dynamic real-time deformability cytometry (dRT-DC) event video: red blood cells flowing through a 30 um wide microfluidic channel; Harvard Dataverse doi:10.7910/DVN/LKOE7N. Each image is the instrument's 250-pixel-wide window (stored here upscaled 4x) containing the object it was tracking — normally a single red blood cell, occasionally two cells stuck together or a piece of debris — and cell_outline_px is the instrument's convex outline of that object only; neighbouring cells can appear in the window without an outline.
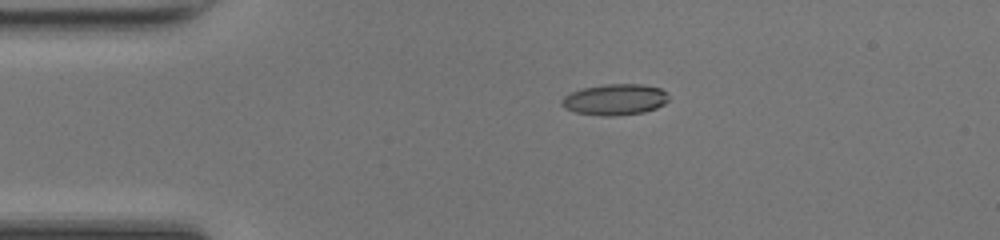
{"species": "common noctule bat (a hibernating species)", "species_latin": "Nyctalus noctula", "temperature_condition": "room temperature", "stored_images_in_passage": 39, "camera_frame_rate_fps": 3000, "um_per_image_px": 0.085, "animal": {"sex": "female", "body_mass_g": 17.0, "forearm_length_mm": 48.0}, "frame": {"image": 1, "passage_image": 1, "time_ms": 0.0, "image_size_px": [1000, 240], "cell_outline_px": [[668, 100], [664, 104], [656, 108], [644, 112], [612, 116], [604, 116], [576, 112], [564, 108], [560, 104], [560, 100], [564, 96], [572, 92], [584, 88], [604, 84], [644, 84], [660, 88], [668, 92]], "centroid_in_image_um": [52.28, 8.45], "position_along_channel_um": 32.7, "area_um2": 19.42}}
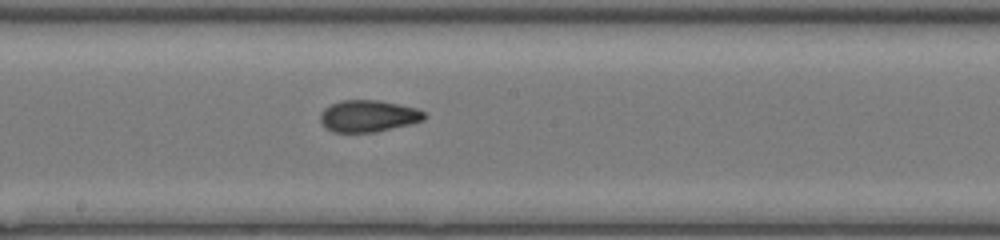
{"frame": {"image": 2, "passage_image": 17, "time_ms": 5.333, "image_size_px": [1000, 240], "cell_outline_px": [[428, 116], [424, 120], [412, 124], [376, 132], [332, 132], [324, 128], [320, 120], [320, 112], [324, 108], [340, 100], [380, 100], [416, 108], [424, 112]], "centroid_in_image_um": [31.3, 9.87], "position_along_channel_um": 216.9, "area_um2": 19.54}}
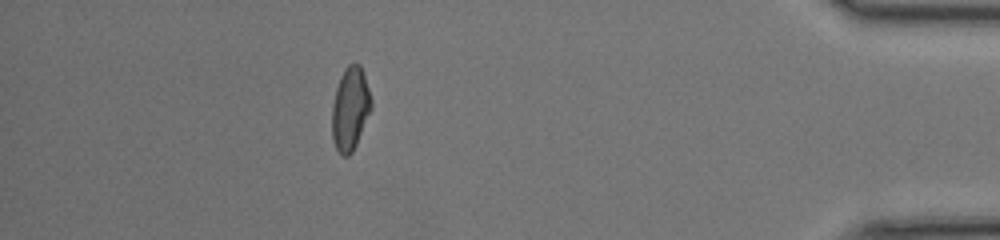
{"frame": {"image": 3, "passage_image": 34, "time_ms": 11.0, "image_size_px": [1000, 240], "cell_outline_px": [[372, 108], [356, 144], [352, 152], [348, 156], [340, 156], [332, 140], [332, 104], [336, 88], [340, 76], [344, 68], [348, 64], [360, 64], [372, 100]], "centroid_in_image_um": [29.75, 9.26], "position_along_channel_um": 405.4, "area_um2": 19.07}, "authors_computed_cell_mechanics": {"area_um2": 19.0162, "velocity_mm_per_s": 4.2805, "shape_relaxation_time_tau1_ms": null, "shape_relaxation_time_tau2_ms": 1.7527, "deformation_change_tau1": null, "deformation_change_tau2": 0.0816}}